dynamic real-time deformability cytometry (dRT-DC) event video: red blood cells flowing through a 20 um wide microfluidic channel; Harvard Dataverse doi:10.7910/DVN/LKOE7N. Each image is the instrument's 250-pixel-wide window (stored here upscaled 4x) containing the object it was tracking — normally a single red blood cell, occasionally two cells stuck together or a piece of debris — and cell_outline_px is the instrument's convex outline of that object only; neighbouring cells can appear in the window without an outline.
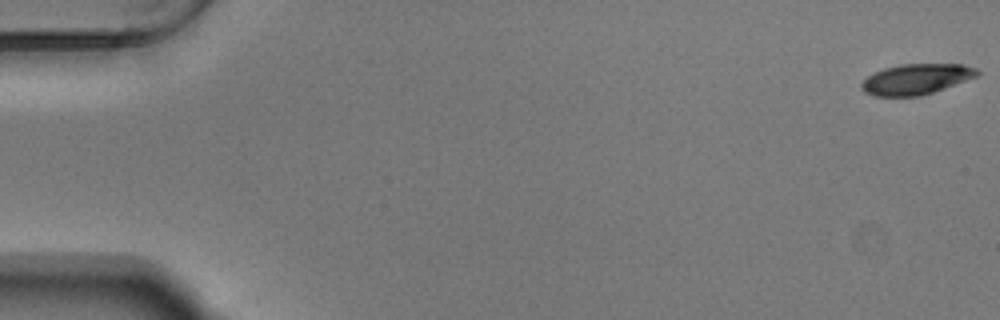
{"species": "Egyptian fruit bat (a non-hibernating species)", "species_latin": "Rousettus aegyptiacus", "temperature_condition": "warm", "stored_images_in_passage": 55, "camera_frame_rate_fps": 3000, "um_per_image_px": 0.085, "animal": {"sex": "male"}, "frame": {"image": 1, "passage_image": 1, "time_ms": 0.0, "image_size_px": [1000, 320], "cell_outline_px": [[980, 72], [976, 76], [944, 88], [920, 96], [872, 96], [864, 92], [860, 88], [860, 84], [868, 76], [884, 68], [900, 64], [964, 64], [976, 68]], "centroid_in_image_um": [77.84, 6.73], "position_along_channel_um": 7.2, "area_um2": 20.46}}
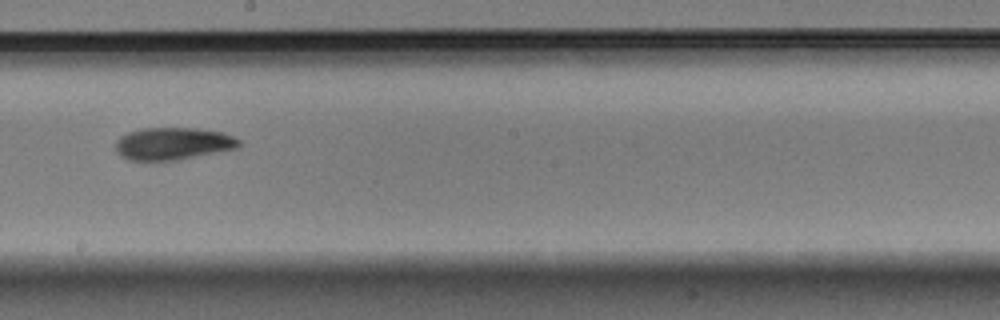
{"frame": {"image": 2, "passage_image": 32, "time_ms": 10.333, "image_size_px": [1000, 320], "cell_outline_px": [[240, 148], [180, 160], [128, 160], [120, 156], [116, 152], [116, 140], [120, 136], [128, 132], [144, 128], [196, 128], [224, 132], [240, 140]], "centroid_in_image_um": [14.73, 12.21], "position_along_channel_um": 233.5, "area_um2": 23.58}}
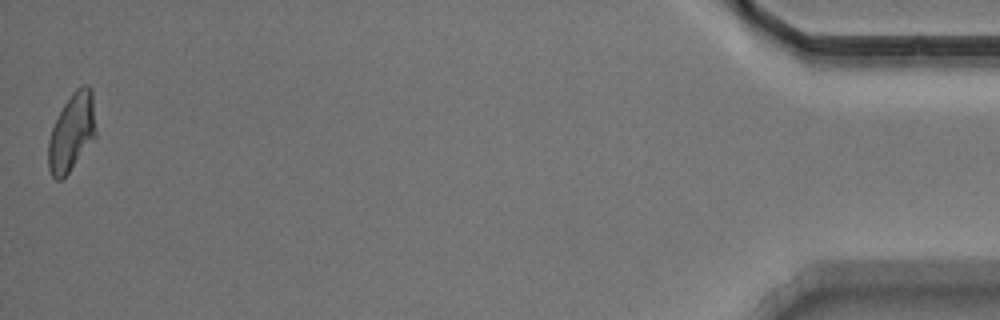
{"frame": {"image": 3, "passage_image": 55, "time_ms": 18.0, "image_size_px": [1000, 320], "cell_outline_px": [[96, 136], [68, 172], [60, 180], [56, 180], [52, 176], [48, 168], [48, 140], [52, 128], [64, 104], [72, 92], [76, 88], [84, 84], [88, 84], [92, 88], [96, 132]], "centroid_in_image_um": [6.1, 11.2], "position_along_channel_um": 429.1, "area_um2": 21.39}, "authors_computed_cell_mechanics": {"area_um2": 22.1374, "velocity_mm_per_s": 3.7207, "shape_relaxation_time_tau1_ms": 5.1349, "shape_relaxation_time_tau2_ms": 3.294, "deformation_change_tau1": 0.1551, "deformation_change_tau2": 0.0893}}